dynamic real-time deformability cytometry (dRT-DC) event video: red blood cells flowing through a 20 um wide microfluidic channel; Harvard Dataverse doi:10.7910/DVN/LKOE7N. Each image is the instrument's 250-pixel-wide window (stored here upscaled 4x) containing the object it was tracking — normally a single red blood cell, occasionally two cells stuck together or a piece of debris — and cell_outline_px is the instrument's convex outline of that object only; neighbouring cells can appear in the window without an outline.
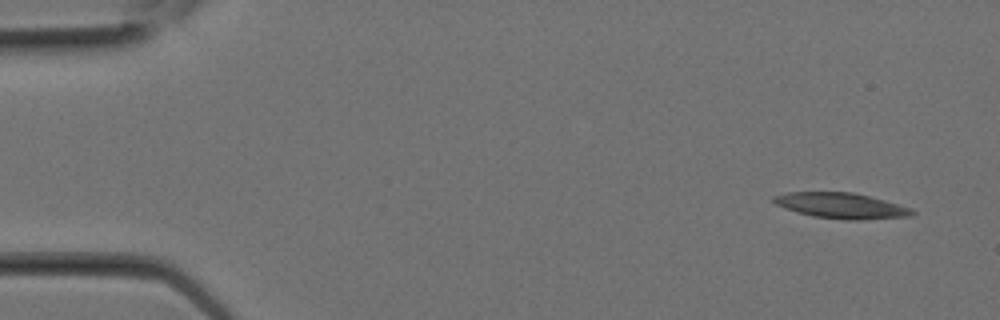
{"species": "Egyptian fruit bat (a non-hibernating species)", "species_latin": "Rousettus aegyptiacus", "temperature_condition": "room temperature", "stored_images_in_passage": 1, "camera_frame_rate_fps": 3000, "um_per_image_px": 0.085, "animal": {"sex": "female"}, "frame": {"image": 1, "passage_image": 1, "time_ms": 0.0, "image_size_px": [1000, 320], "cell_outline_px": [[916, 212], [912, 216], [860, 220], [848, 220], [812, 216], [796, 212], [784, 208], [776, 204], [772, 200], [772, 196], [788, 192], [852, 192], [884, 200], [912, 208]], "centroid_in_image_um": [71.5, 17.48], "position_along_channel_um": 13.5, "area_um2": 20.69}}